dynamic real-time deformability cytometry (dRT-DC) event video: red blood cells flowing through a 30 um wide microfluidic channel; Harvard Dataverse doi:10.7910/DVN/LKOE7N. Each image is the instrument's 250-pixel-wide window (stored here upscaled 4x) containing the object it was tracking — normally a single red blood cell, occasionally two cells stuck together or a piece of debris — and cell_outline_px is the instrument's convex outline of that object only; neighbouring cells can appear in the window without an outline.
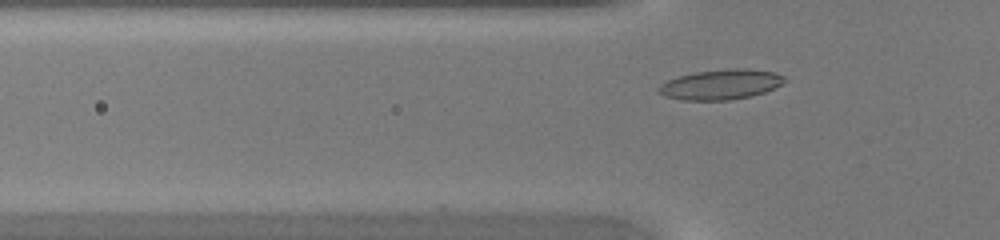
{"species": "common noctule bat (a hibernating species)", "species_latin": "Nyctalus noctula", "temperature_condition": "warm", "stored_images_in_passage": 9, "camera_frame_rate_fps": 3000, "um_per_image_px": 0.085, "animal": {"sex": "female", "body_mass_g": 20.0, "forearm_length_mm": 54.0}, "frame": {"image": 1, "passage_image": 9, "time_ms": 2.667, "image_size_px": [1000, 240], "cell_outline_px": [[788, 80], [764, 92], [752, 96], [728, 100], [680, 100], [664, 96], [656, 92], [656, 88], [660, 84], [668, 80], [680, 76], [696, 72], [728, 68], [748, 68], [776, 72], [784, 76]], "centroid_in_image_um": [61.25, 7.18], "position_along_channel_um": 64.5, "area_um2": 22.25}}